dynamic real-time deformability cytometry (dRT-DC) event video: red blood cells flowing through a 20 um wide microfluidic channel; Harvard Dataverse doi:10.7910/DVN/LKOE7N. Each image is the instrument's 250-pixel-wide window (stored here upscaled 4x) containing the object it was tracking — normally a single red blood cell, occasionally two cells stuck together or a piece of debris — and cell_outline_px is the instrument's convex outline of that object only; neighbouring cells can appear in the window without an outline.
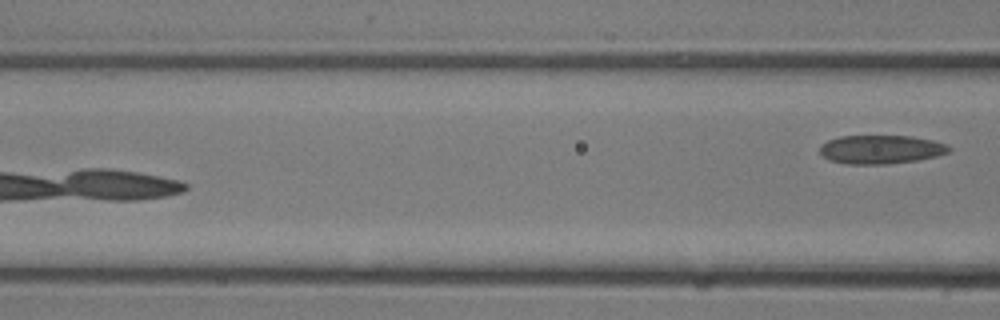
{"species": "common noctule bat (a hibernating species)", "species_latin": "Nyctalus noctula", "temperature_condition": "room temperature", "stored_images_in_passage": 11, "camera_frame_rate_fps": 3000, "um_per_image_px": 0.085, "animal": {"sex": "male", "body_mass_g": 13.3}, "frame": {"image": 1, "passage_image": 11, "time_ms": 3.333, "image_size_px": [1000, 320], "cell_outline_px": [[952, 148], [948, 152], [936, 156], [916, 160], [888, 164], [844, 164], [828, 160], [820, 152], [820, 144], [828, 140], [840, 136], [912, 136], [932, 140], [948, 144]], "centroid_in_image_um": [74.86, 12.7], "position_along_channel_um": 91.7, "area_um2": 21.68}}